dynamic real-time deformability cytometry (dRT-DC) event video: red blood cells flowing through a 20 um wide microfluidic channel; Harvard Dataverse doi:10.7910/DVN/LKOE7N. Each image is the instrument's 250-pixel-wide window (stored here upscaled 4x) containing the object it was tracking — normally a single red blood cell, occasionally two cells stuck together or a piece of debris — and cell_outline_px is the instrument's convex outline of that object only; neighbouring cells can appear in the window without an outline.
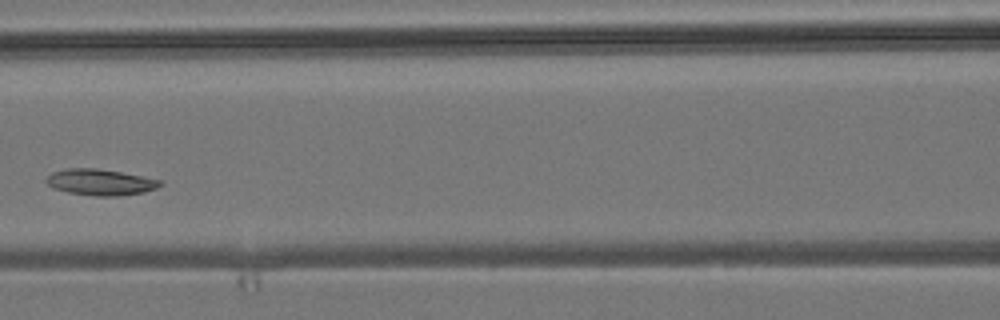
{"species": "common noctule bat (a hibernating species)", "species_latin": "Nyctalus noctula", "temperature_condition": "room temperature", "stored_images_in_passage": 5, "camera_frame_rate_fps": 3000, "um_per_image_px": 0.085, "animal": {"sex": "male", "body_mass_g": 19.2, "forearm_length_mm": 51.8}, "frame": {"image": 1, "passage_image": 5, "time_ms": 4.333, "image_size_px": [1000, 320], "cell_outline_px": [[164, 184], [156, 188], [144, 192], [116, 196], [96, 196], [68, 192], [52, 188], [44, 180], [52, 172], [68, 168], [96, 168], [120, 172], [164, 180]], "centroid_in_image_um": [8.55, 15.48], "position_along_channel_um": 158.1, "area_um2": 17.4}}